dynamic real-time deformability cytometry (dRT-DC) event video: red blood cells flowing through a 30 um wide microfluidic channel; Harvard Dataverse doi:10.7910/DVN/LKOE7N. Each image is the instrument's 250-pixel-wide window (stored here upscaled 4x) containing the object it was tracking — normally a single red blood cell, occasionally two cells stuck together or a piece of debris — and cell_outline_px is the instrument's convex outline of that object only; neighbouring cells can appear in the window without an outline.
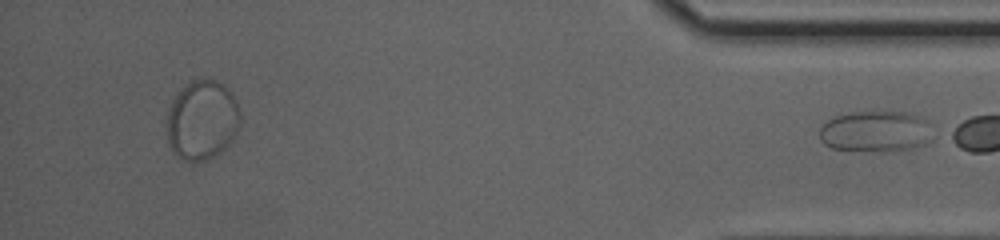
{"species": "common noctule bat (a hibernating species)", "species_latin": "Nyctalus noctula", "temperature_condition": "cold", "stored_images_in_passage": 34, "segment_of_instrument_passage": [2, 2], "camera_frame_rate_fps": 3000, "um_per_image_px": 0.085, "animal": {"sex": "female", "body_mass_g": 20.0, "forearm_length_mm": 54.0}, "frame": {"image": 1, "passage_image": 34, "time_ms": 11.0, "image_size_px": [1000, 240], "cell_outline_px": [[932, 140], [916, 148], [884, 152], [876, 152], [832, 148], [824, 144], [820, 140], [820, 128], [828, 120], [836, 116], [848, 112], [908, 112], [920, 116], [928, 120]], "centroid_in_image_um": [74.45, 11.18], "position_along_channel_um": 360.7, "area_um2": 27.46}}